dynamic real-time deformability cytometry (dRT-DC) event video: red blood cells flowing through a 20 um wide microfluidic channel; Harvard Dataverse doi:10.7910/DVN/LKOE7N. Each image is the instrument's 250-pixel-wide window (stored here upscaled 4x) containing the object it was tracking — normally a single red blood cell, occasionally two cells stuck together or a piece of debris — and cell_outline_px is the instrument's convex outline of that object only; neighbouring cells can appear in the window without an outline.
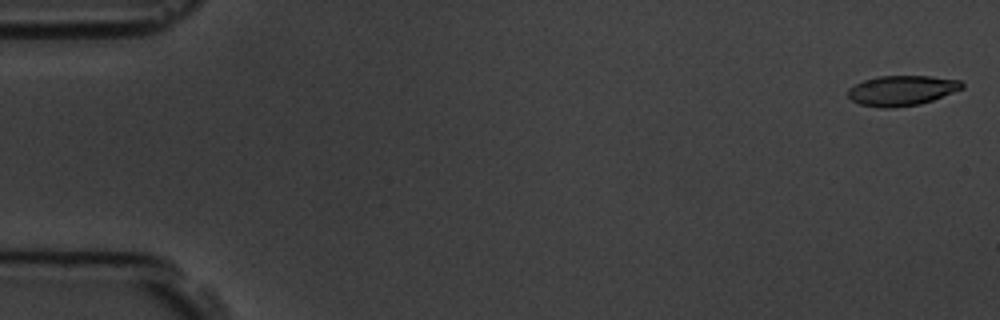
{"species": "common noctule bat (a hibernating species)", "species_latin": "Nyctalus noctula", "temperature_condition": "room temperature", "stored_images_in_passage": 8, "camera_frame_rate_fps": 3000, "um_per_image_px": 0.085, "animal": {"sex": "male", "body_mass_g": 19.5, "forearm_length_mm": 54.6}, "frame": {"image": 1, "passage_image": 1, "time_ms": 0.0, "image_size_px": [1000, 320], "cell_outline_px": [[964, 88], [932, 100], [920, 104], [892, 108], [884, 108], [860, 104], [852, 100], [848, 96], [848, 88], [864, 80], [876, 76], [932, 76], [960, 80], [964, 84]], "centroid_in_image_um": [76.66, 7.69], "position_along_channel_um": 8.3, "area_um2": 20.0}}
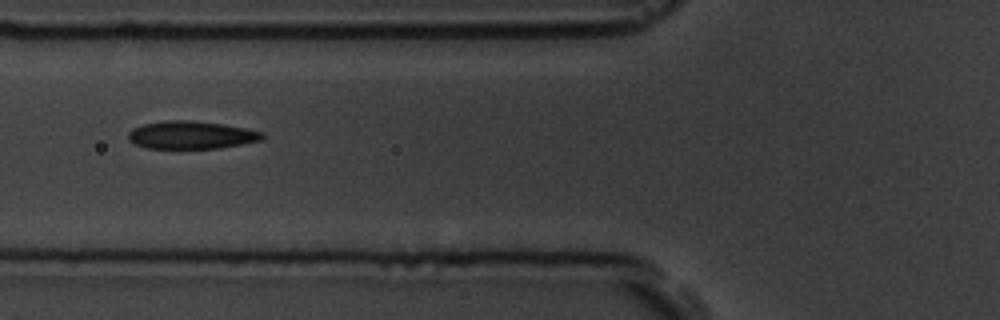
{"frame": {"image": 2, "passage_image": 6, "time_ms": 6.667, "image_size_px": [1000, 320], "cell_outline_px": [[264, 140], [220, 148], [148, 148], [136, 144], [128, 140], [128, 132], [132, 128], [144, 124], [164, 120], [192, 120], [224, 124], [264, 132]], "centroid_in_image_um": [16.27, 11.47], "position_along_channel_um": 109.5, "area_um2": 21.85}}
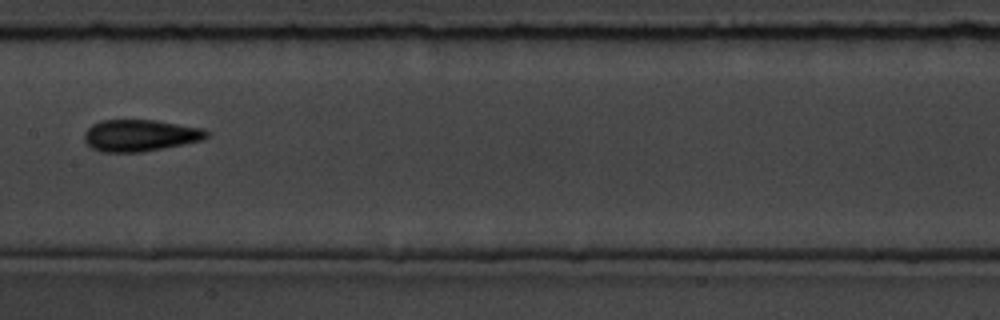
{"frame": {"image": 3, "passage_image": 8, "time_ms": 9.0, "image_size_px": [1000, 320], "cell_outline_px": [[208, 136], [204, 140], [164, 148], [140, 152], [100, 152], [92, 148], [84, 140], [84, 132], [92, 124], [100, 120], [156, 120], [204, 128], [208, 132]], "centroid_in_image_um": [11.91, 11.51], "position_along_channel_um": 195.5, "area_um2": 22.77}}